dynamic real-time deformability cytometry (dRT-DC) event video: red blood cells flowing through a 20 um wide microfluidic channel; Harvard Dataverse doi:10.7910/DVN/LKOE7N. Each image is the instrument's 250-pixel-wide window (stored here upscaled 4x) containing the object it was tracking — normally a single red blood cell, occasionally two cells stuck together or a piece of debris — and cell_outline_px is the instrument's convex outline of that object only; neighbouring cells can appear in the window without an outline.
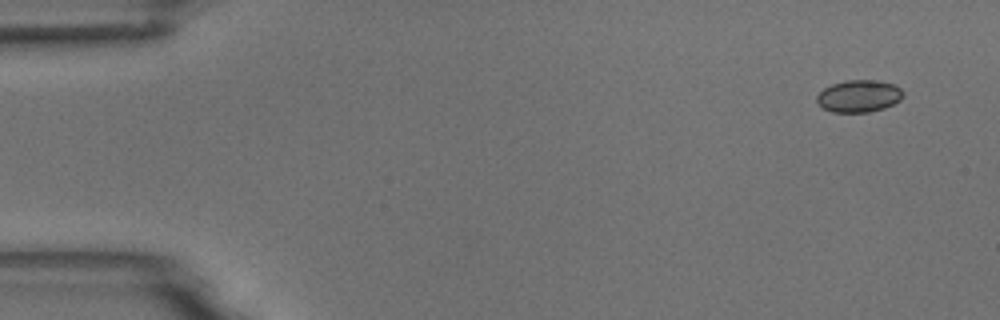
{"species": "common noctule bat (a hibernating species)", "species_latin": "Nyctalus noctula", "temperature_condition": "room temperature", "stored_images_in_passage": 6, "camera_frame_rate_fps": 3000, "um_per_image_px": 0.085, "animal": {"sex": "male", "body_mass_g": 18.8}, "frame": {"image": 1, "passage_image": 1, "time_ms": 0.0, "image_size_px": [1000, 320], "cell_outline_px": [[904, 96], [900, 100], [884, 108], [868, 112], [832, 112], [816, 104], [816, 96], [824, 88], [832, 84], [844, 80], [880, 80], [892, 84], [900, 88], [904, 92]], "centroid_in_image_um": [72.99, 8.16], "position_along_channel_um": 12.0, "area_um2": 16.3}}
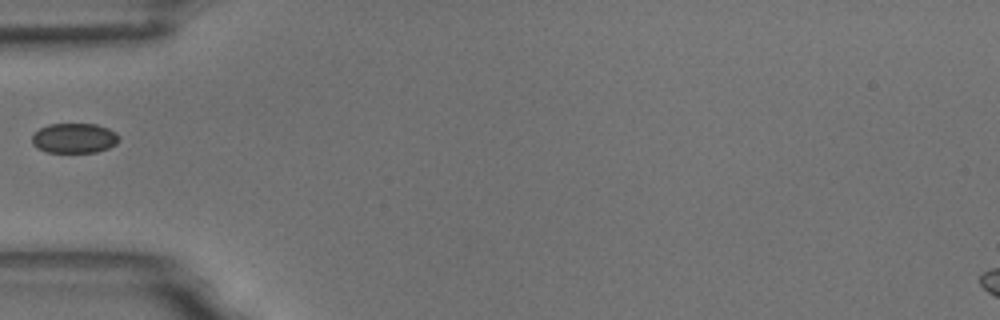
{"frame": {"image": 2, "passage_image": 5, "time_ms": 5.0, "image_size_px": [1000, 320], "cell_outline_px": [[120, 140], [116, 144], [108, 148], [96, 152], [48, 152], [36, 148], [32, 144], [32, 136], [40, 128], [48, 124], [96, 124], [108, 128], [116, 132], [120, 136]], "centroid_in_image_um": [6.33, 11.74], "position_along_channel_um": 78.7, "area_um2": 15.26}}
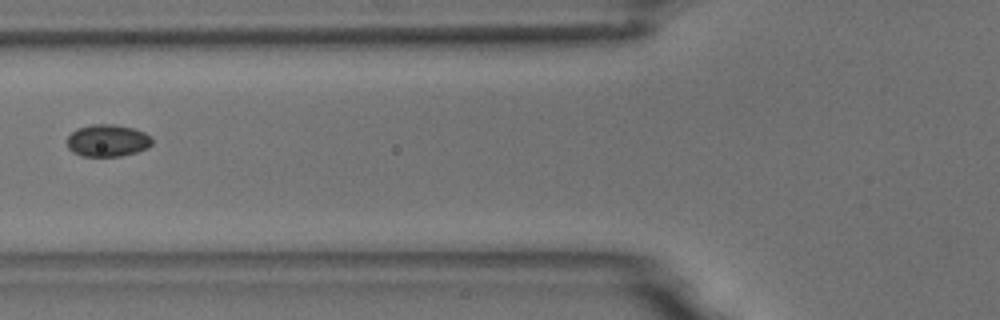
{"frame": {"image": 3, "passage_image": 6, "time_ms": 6.0, "image_size_px": [1000, 320], "cell_outline_px": [[152, 144], [148, 148], [136, 152], [120, 156], [80, 156], [72, 152], [68, 148], [68, 136], [76, 128], [92, 124], [112, 124], [132, 128], [144, 132], [152, 136]], "centroid_in_image_um": [9.14, 11.95], "position_along_channel_um": 116.7, "area_um2": 16.01}}